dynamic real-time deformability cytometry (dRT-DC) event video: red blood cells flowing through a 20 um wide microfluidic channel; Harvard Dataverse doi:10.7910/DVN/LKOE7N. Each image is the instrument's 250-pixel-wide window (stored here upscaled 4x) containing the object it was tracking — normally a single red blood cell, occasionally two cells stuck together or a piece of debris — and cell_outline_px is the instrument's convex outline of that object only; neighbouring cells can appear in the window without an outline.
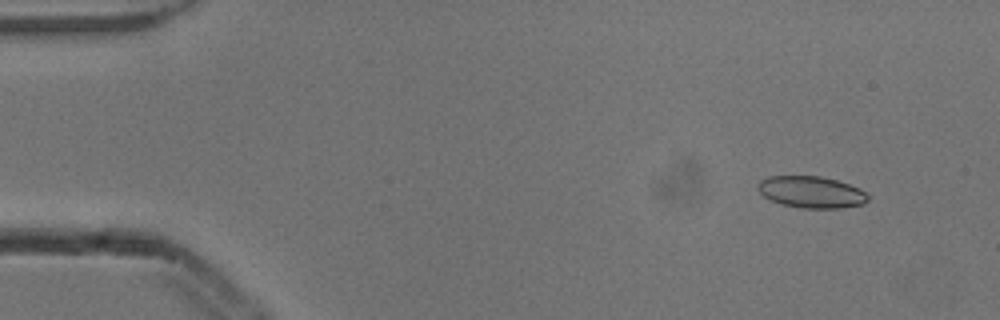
{"species": "common noctule bat (a hibernating species)", "species_latin": "Nyctalus noctula", "temperature_condition": "cold", "stored_images_in_passage": 6, "camera_frame_rate_fps": 3000, "um_per_image_px": 0.085, "animal": {"sex": "male", "body_mass_g": 13.3}, "frame": {"image": 1, "passage_image": 2, "time_ms": 0.333, "image_size_px": [1000, 320], "cell_outline_px": [[868, 200], [864, 204], [840, 208], [800, 208], [780, 204], [764, 196], [756, 188], [756, 184], [760, 180], [768, 176], [820, 176], [836, 180], [860, 188], [868, 196]], "centroid_in_image_um": [68.93, 16.32], "position_along_channel_um": 16.1, "area_um2": 20.4}}
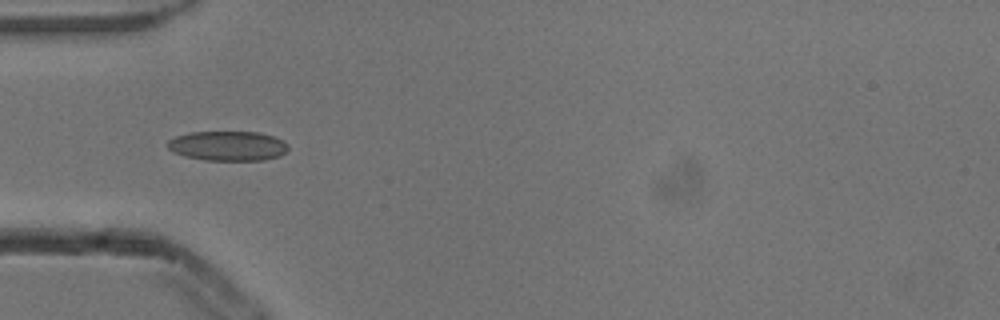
{"frame": {"image": 2, "passage_image": 5, "time_ms": 1.333, "image_size_px": [1000, 320], "cell_outline_px": [[288, 148], [280, 156], [264, 160], [204, 160], [184, 156], [172, 152], [168, 148], [168, 140], [176, 136], [192, 132], [256, 132], [272, 136], [284, 140], [288, 144]], "centroid_in_image_um": [19.36, 12.4], "position_along_channel_um": 65.6, "area_um2": 20.87}}
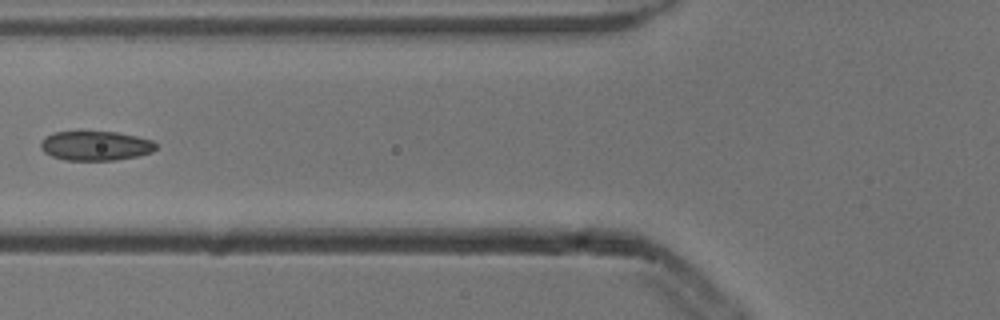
{"frame": {"image": 3, "passage_image": 6, "time_ms": 1.667, "image_size_px": [1000, 320], "cell_outline_px": [[156, 148], [152, 152], [140, 156], [116, 160], [64, 160], [52, 156], [44, 152], [40, 148], [40, 144], [44, 136], [52, 132], [116, 132], [136, 136], [152, 140], [156, 144]], "centroid_in_image_um": [8.11, 12.39], "position_along_channel_um": 117.7, "area_um2": 19.88}}